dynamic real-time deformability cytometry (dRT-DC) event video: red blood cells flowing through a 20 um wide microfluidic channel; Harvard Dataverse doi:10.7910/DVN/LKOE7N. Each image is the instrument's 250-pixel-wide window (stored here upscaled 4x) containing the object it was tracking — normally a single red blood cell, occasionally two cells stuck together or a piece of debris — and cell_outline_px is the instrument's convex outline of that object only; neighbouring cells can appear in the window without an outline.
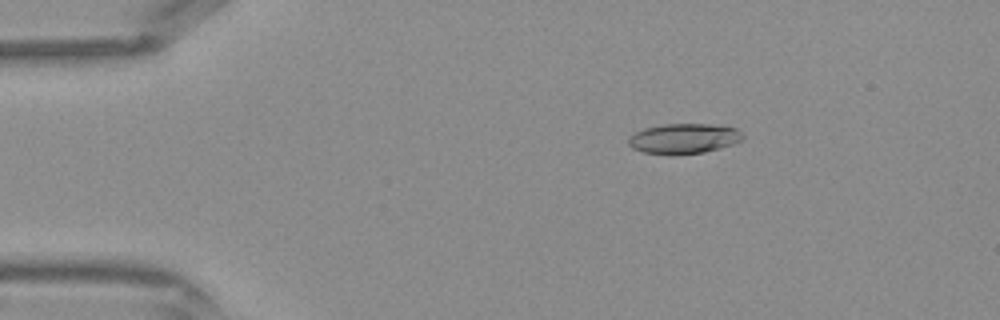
{"species": "Egyptian fruit bat (a non-hibernating species)", "species_latin": "Rousettus aegyptiacus", "temperature_condition": "warm", "stored_images_in_passage": 9, "camera_frame_rate_fps": 3000, "um_per_image_px": 0.085, "frame": {"image": 1, "passage_image": 3, "time_ms": 0.667, "image_size_px": [1000, 320], "cell_outline_px": [[744, 140], [720, 148], [704, 152], [676, 156], [668, 156], [644, 152], [632, 148], [628, 144], [628, 136], [644, 128], [664, 124], [708, 124], [736, 128], [744, 136]], "centroid_in_image_um": [58.1, 11.8], "position_along_channel_um": 26.9, "area_um2": 20.4}}